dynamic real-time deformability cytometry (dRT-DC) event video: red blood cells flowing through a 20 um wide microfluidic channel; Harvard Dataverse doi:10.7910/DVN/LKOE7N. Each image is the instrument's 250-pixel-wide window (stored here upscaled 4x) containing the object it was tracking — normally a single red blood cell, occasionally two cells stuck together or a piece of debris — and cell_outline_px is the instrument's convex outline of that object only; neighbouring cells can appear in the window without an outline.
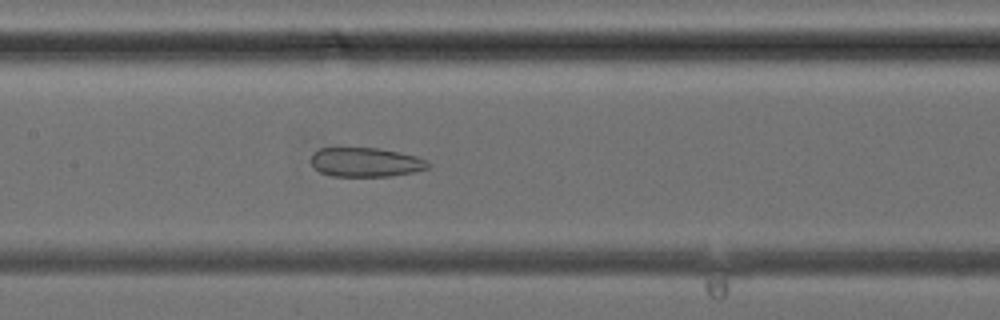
{"species": "common noctule bat (a hibernating species)", "species_latin": "Nyctalus noctula", "temperature_condition": "cold", "stored_images_in_passage": 36, "camera_frame_rate_fps": 3000, "um_per_image_px": 0.085, "animal": {"sex": "female", "body_mass_g": 24.6, "forearm_length_mm": 56.2}, "frame": {"image": 1, "passage_image": 16, "time_ms": 5.0, "image_size_px": [1000, 320], "cell_outline_px": [[432, 164], [428, 168], [412, 172], [392, 176], [332, 176], [320, 172], [312, 164], [312, 152], [320, 148], [380, 148], [400, 152], [416, 156], [428, 160]], "centroid_in_image_um": [31.12, 13.78], "position_along_channel_um": 176.3, "area_um2": 20.0}}
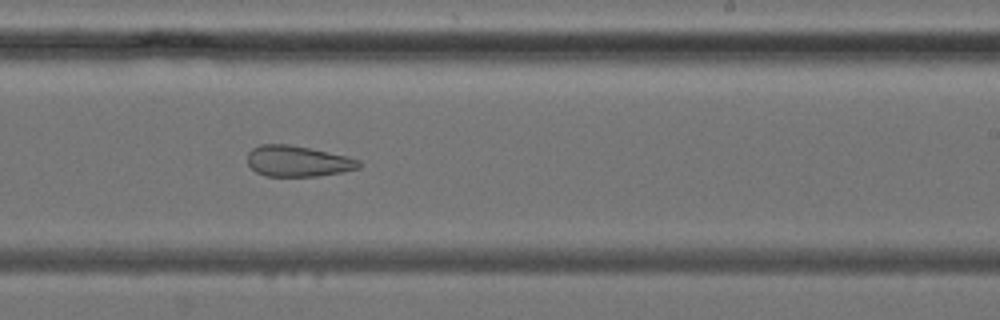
{"frame": {"image": 2, "passage_image": 21, "time_ms": 6.667, "image_size_px": [1000, 320], "cell_outline_px": [[360, 168], [320, 176], [264, 176], [256, 172], [248, 164], [248, 152], [252, 148], [260, 144], [288, 144], [348, 156], [360, 160]], "centroid_in_image_um": [25.3, 13.7], "position_along_channel_um": 263.7, "area_um2": 20.06}}
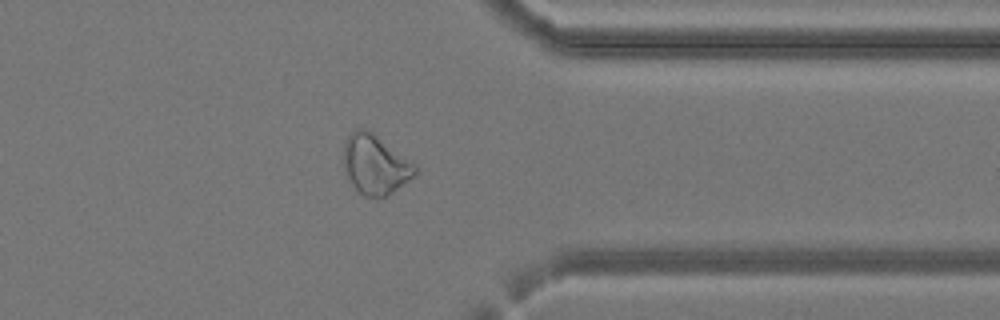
{"frame": {"image": 3, "passage_image": 28, "time_ms": 9.0, "image_size_px": [1000, 320], "cell_outline_px": [[420, 168], [416, 176], [388, 196], [376, 200], [364, 196], [352, 184], [344, 168], [344, 140], [356, 128], [368, 128], [416, 164]], "centroid_in_image_um": [31.94, 14.0], "position_along_channel_um": 379.5, "area_um2": 25.43}}